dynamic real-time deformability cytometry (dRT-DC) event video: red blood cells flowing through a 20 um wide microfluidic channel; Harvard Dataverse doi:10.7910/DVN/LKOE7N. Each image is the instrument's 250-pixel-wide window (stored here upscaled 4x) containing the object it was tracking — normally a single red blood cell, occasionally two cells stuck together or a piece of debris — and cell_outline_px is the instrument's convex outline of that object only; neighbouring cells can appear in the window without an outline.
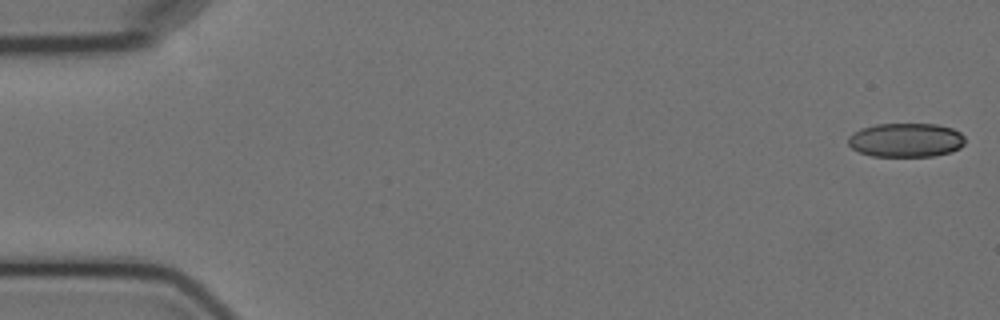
{"species": "Egyptian fruit bat (a non-hibernating species)", "species_latin": "Rousettus aegyptiacus", "temperature_condition": "cold", "stored_images_in_passage": 5, "camera_frame_rate_fps": 3000, "um_per_image_px": 0.085, "animal": {"sex": "female"}, "frame": {"image": 1, "passage_image": 1, "time_ms": 0.0, "image_size_px": [1000, 320], "cell_outline_px": [[964, 144], [960, 148], [952, 152], [932, 156], [872, 156], [860, 152], [852, 148], [848, 144], [848, 136], [852, 132], [860, 128], [876, 124], [936, 124], [952, 128], [960, 132], [964, 136]], "centroid_in_image_um": [77.0, 11.9], "position_along_channel_um": 8.0, "area_um2": 23.35}}
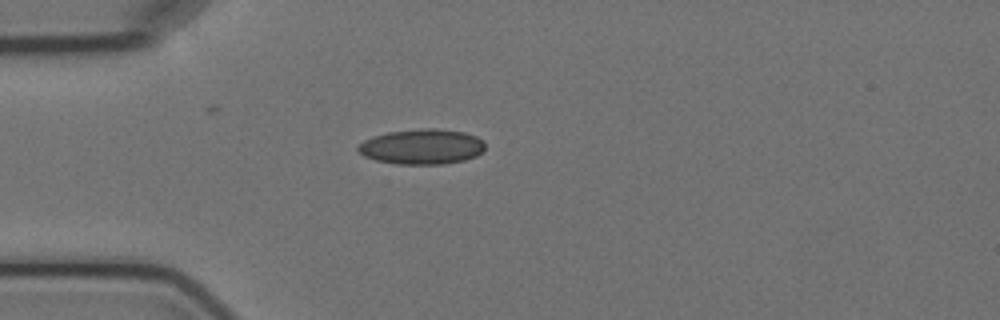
{"frame": {"image": 2, "passage_image": 4, "time_ms": 4.667, "image_size_px": [1000, 320], "cell_outline_px": [[484, 152], [476, 156], [464, 160], [444, 164], [396, 164], [376, 160], [364, 156], [356, 148], [364, 140], [372, 136], [388, 132], [424, 128], [436, 128], [464, 132], [476, 136], [484, 140]], "centroid_in_image_um": [35.88, 12.46], "position_along_channel_um": 49.1, "area_um2": 26.18}}